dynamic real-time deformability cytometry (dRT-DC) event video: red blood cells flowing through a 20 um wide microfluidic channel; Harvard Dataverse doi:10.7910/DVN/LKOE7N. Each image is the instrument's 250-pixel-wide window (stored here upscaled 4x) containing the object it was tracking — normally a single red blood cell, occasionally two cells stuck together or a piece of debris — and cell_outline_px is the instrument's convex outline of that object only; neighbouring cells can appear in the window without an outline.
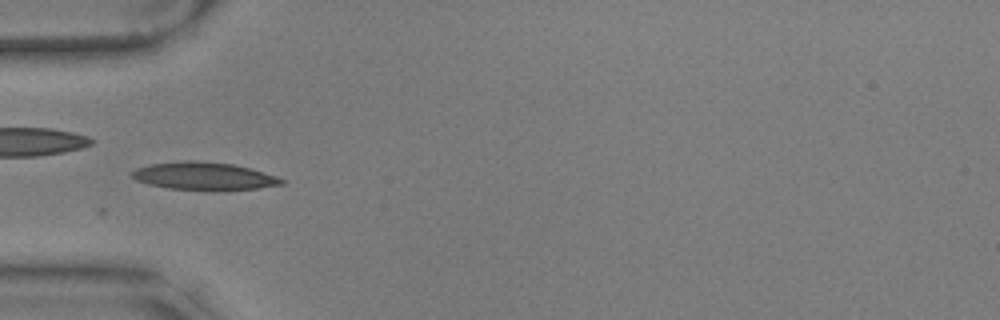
{"species": "common noctule bat (a hibernating species)", "species_latin": "Nyctalus noctula", "temperature_condition": "warm", "stored_images_in_passage": 20, "camera_frame_rate_fps": 3000, "um_per_image_px": 0.085, "animal": {"sex": "male", "body_mass_g": 17.9, "forearm_length_mm": 54.2}, "frame": {"image": 1, "passage_image": 1, "time_ms": 0.0, "image_size_px": [1000, 320], "cell_outline_px": [[284, 184], [256, 188], [168, 188], [148, 184], [136, 180], [132, 176], [132, 172], [136, 168], [152, 164], [184, 160], [196, 160], [232, 164], [252, 168], [276, 176], [284, 180]], "centroid_in_image_um": [17.32, 14.92], "position_along_channel_um": 67.7, "area_um2": 23.29}}